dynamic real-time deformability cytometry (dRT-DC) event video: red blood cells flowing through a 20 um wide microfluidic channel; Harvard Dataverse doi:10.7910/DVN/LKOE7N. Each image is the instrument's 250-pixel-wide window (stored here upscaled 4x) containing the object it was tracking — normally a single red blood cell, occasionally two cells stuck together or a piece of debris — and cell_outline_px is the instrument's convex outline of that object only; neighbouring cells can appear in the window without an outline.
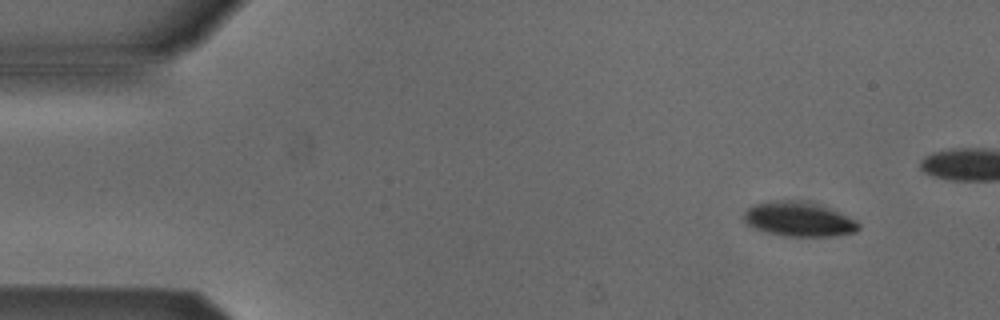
{"species": "Egyptian fruit bat (a non-hibernating species)", "species_latin": "Rousettus aegyptiacus", "temperature_condition": "cold", "stored_images_in_passage": 5, "camera_frame_rate_fps": 3000, "um_per_image_px": 0.085, "animal": {"sex": "male"}, "frame": {"image": 1, "passage_image": 1, "time_ms": 0.0, "image_size_px": [1000, 320], "cell_outline_px": [[860, 228], [856, 232], [828, 236], [784, 236], [764, 232], [748, 224], [744, 220], [744, 212], [752, 204], [776, 200], [804, 200], [824, 204], [856, 220], [860, 224]], "centroid_in_image_um": [67.92, 18.61], "position_along_channel_um": 17.1, "area_um2": 23.47}}